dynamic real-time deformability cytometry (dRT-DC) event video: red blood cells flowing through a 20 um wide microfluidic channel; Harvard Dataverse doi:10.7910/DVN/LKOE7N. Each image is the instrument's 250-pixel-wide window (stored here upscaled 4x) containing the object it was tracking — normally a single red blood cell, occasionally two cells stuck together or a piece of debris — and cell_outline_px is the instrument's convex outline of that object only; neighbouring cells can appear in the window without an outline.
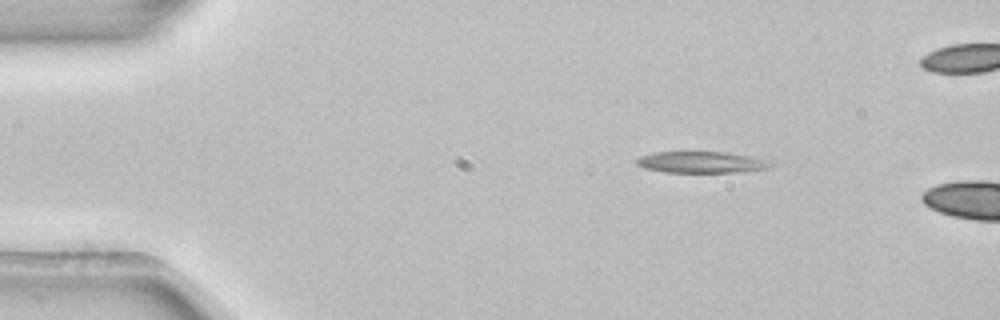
{"species": "common noctule bat (a hibernating species)", "species_latin": "Nyctalus noctula", "temperature_condition": "room temperature", "stored_images_in_passage": 3, "camera_frame_rate_fps": 3000, "um_per_image_px": 0.085, "animal": {"sex": "female", "body_mass_g": 22.7, "forearm_length_mm": 54.2}, "frame": {"image": 1, "passage_image": 1, "time_ms": 0.0, "image_size_px": [1000, 320], "cell_outline_px": [[772, 164], [768, 168], [744, 172], [664, 172], [644, 168], [636, 164], [636, 160], [640, 156], [652, 152], [728, 152], [748, 156]], "centroid_in_image_um": [59.52, 13.79], "position_along_channel_um": 25.5, "area_um2": 16.47}}